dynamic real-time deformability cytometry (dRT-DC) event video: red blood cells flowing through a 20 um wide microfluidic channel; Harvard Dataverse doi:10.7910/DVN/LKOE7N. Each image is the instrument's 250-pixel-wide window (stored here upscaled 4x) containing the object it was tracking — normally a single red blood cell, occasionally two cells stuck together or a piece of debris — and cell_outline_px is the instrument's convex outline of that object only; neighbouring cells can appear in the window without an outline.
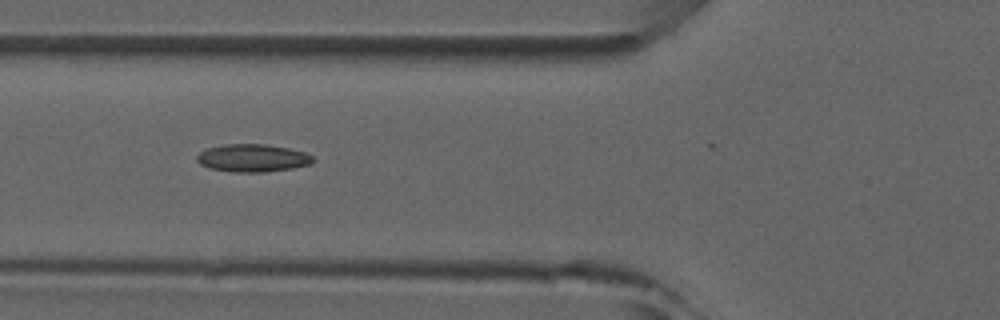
{"species": "common noctule bat (a hibernating species)", "species_latin": "Nyctalus noctula", "temperature_condition": "room temperature", "stored_images_in_passage": 5, "camera_frame_rate_fps": 3000, "um_per_image_px": 0.085, "animal": {"sex": "male", "forearm_length_mm": 52.5}, "frame": {"image": 1, "passage_image": 3, "time_ms": 2.333, "image_size_px": [1000, 320], "cell_outline_px": [[316, 160], [312, 164], [292, 168], [264, 172], [232, 172], [208, 168], [200, 164], [196, 160], [196, 156], [200, 152], [208, 148], [224, 144], [264, 144], [288, 148], [304, 152], [312, 156]], "centroid_in_image_um": [21.47, 13.44], "position_along_channel_um": 104.3, "area_um2": 18.84}}
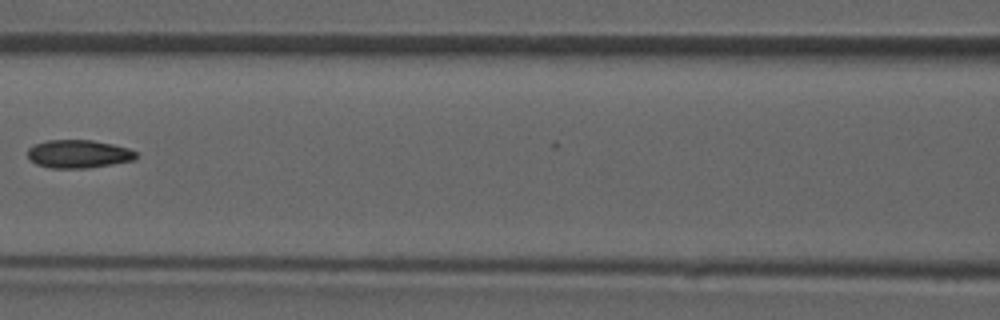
{"frame": {"image": 2, "passage_image": 4, "time_ms": 3.667, "image_size_px": [1000, 320], "cell_outline_px": [[136, 160], [88, 168], [48, 168], [36, 164], [28, 156], [28, 148], [36, 144], [48, 140], [92, 140], [112, 144], [128, 148], [136, 152]], "centroid_in_image_um": [6.68, 13.09], "position_along_channel_um": 159.9, "area_um2": 17.74}}